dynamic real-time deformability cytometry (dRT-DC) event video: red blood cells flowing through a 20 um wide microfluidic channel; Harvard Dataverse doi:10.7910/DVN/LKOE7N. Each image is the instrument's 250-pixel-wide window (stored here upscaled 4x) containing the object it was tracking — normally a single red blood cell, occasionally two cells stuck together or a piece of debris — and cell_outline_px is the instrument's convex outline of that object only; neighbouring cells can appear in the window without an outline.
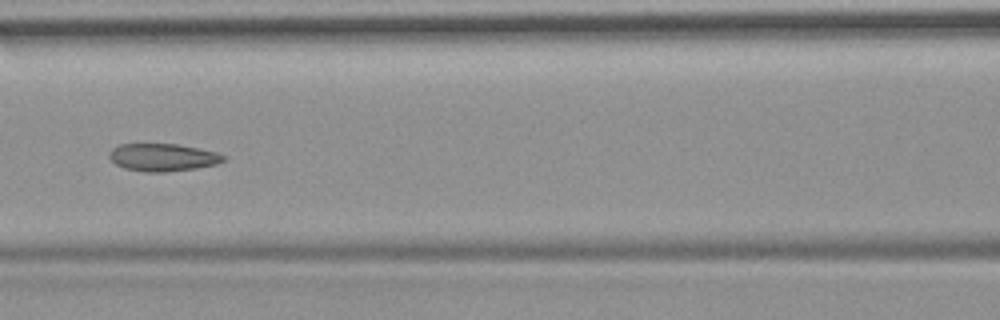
{"species": "common noctule bat (a hibernating species)", "species_latin": "Nyctalus noctula", "temperature_condition": "room temperature", "stored_images_in_passage": 9, "camera_frame_rate_fps": 3000, "um_per_image_px": 0.085, "animal": {"sex": "female", "body_mass_g": 19.9}, "frame": {"image": 1, "passage_image": 7, "time_ms": 7.0, "image_size_px": [1000, 320], "cell_outline_px": [[228, 156], [224, 160], [216, 164], [196, 168], [164, 172], [144, 172], [124, 168], [116, 164], [108, 156], [108, 152], [112, 148], [120, 144], [176, 144], [216, 152]], "centroid_in_image_um": [13.82, 13.37], "position_along_channel_um": 152.8, "area_um2": 18.32}}
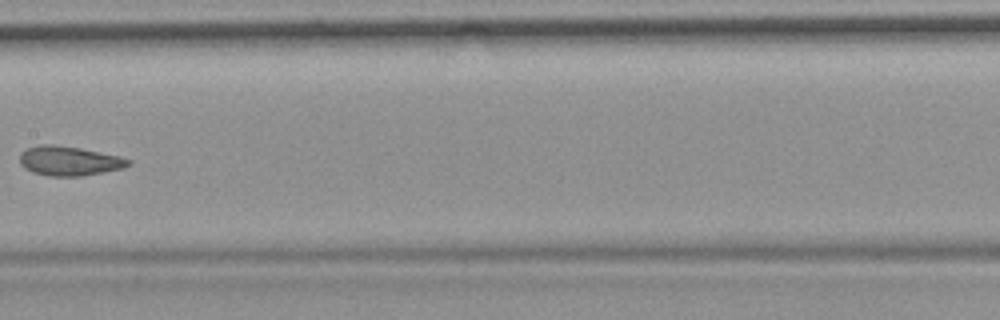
{"frame": {"image": 2, "passage_image": 8, "time_ms": 8.333, "image_size_px": [1000, 320], "cell_outline_px": [[132, 164], [124, 168], [80, 176], [48, 176], [32, 172], [24, 168], [20, 164], [20, 152], [28, 148], [40, 144], [52, 144], [80, 148], [120, 156], [132, 160]], "centroid_in_image_um": [5.88, 13.67], "position_along_channel_um": 201.5, "area_um2": 18.73}}